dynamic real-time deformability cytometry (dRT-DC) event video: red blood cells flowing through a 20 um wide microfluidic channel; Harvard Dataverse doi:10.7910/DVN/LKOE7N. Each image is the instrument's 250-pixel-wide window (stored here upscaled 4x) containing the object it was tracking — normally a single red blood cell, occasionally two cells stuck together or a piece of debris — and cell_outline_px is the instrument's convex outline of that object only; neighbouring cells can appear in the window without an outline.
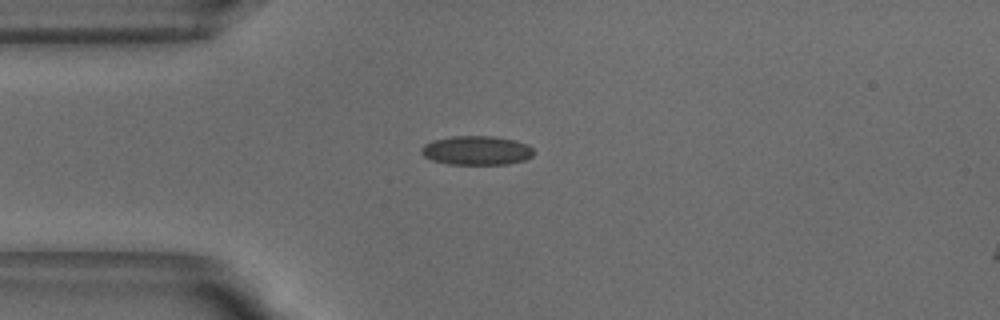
{"species": "common noctule bat (a hibernating species)", "species_latin": "Nyctalus noctula", "temperature_condition": "warm", "stored_images_in_passage": 13, "camera_frame_rate_fps": 3000, "um_per_image_px": 0.085, "animal": {"sex": "male", "body_mass_g": 18.8}, "frame": {"image": 1, "passage_image": 12, "time_ms": 3.667, "image_size_px": [1000, 320], "cell_outline_px": [[532, 156], [524, 160], [508, 164], [448, 164], [432, 160], [424, 156], [420, 152], [420, 148], [424, 144], [432, 140], [452, 136], [492, 136], [516, 140], [528, 144], [532, 148]], "centroid_in_image_um": [40.48, 12.78], "position_along_channel_um": 44.5, "area_um2": 19.13}}